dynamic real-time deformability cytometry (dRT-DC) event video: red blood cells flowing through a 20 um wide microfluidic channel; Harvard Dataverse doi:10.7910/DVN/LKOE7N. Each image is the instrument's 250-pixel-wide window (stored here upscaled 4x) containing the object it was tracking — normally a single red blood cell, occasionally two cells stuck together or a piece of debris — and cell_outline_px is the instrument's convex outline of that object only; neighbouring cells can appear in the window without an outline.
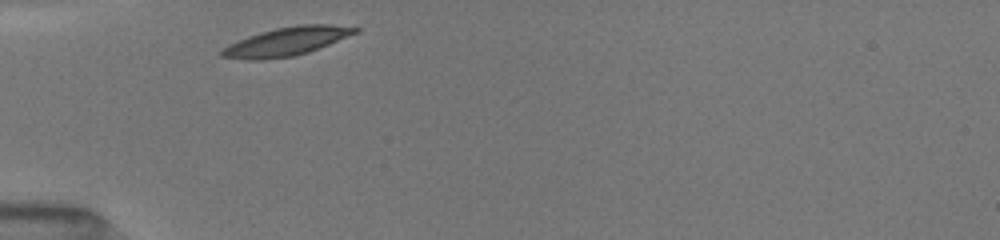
{"species": "common noctule bat (a hibernating species)", "species_latin": "Nyctalus noctula", "temperature_condition": "room temperature", "stored_images_in_passage": 28, "camera_frame_rate_fps": 3000, "um_per_image_px": 0.085, "animal": {"sex": "female", "body_mass_g": 19.5, "forearm_length_mm": 54.1}, "frame": {"image": 1, "passage_image": 1, "time_ms": 0.0, "image_size_px": [1000, 240], "cell_outline_px": [[360, 32], [308, 52], [292, 56], [264, 60], [248, 60], [220, 56], [220, 52], [228, 44], [248, 36], [260, 32], [276, 28], [300, 24], [332, 24], [360, 28]], "centroid_in_image_um": [24.38, 3.52], "position_along_channel_um": 60.6, "area_um2": 22.14}}
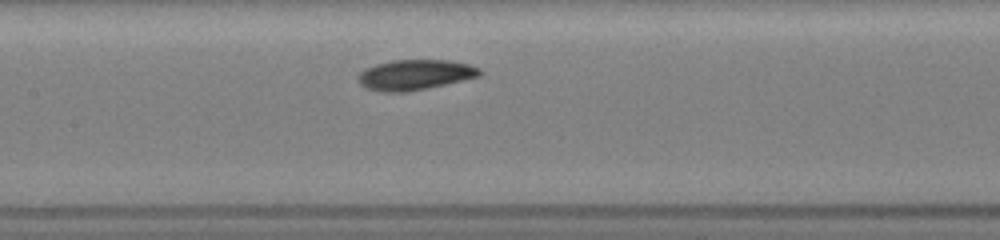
{"frame": {"image": 2, "passage_image": 10, "time_ms": 3.0, "image_size_px": [1000, 240], "cell_outline_px": [[484, 72], [480, 76], [428, 88], [408, 92], [380, 92], [364, 88], [356, 80], [356, 76], [364, 68], [376, 64], [392, 60], [448, 60], [468, 64], [480, 68]], "centroid_in_image_um": [35.23, 6.36], "position_along_channel_um": 172.2, "area_um2": 21.79}}
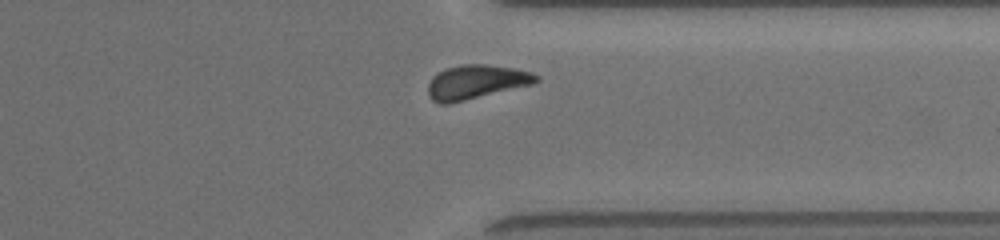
{"frame": {"image": 3, "passage_image": 25, "time_ms": 8.0, "image_size_px": [1000, 240], "cell_outline_px": [[540, 80], [536, 84], [448, 104], [440, 104], [432, 100], [428, 96], [428, 84], [432, 76], [448, 68], [460, 64], [484, 64], [512, 68], [532, 72], [540, 76]], "centroid_in_image_um": [40.5, 6.98], "position_along_channel_um": 370.9, "area_um2": 21.68}, "authors_computed_cell_mechanics": {"area_um2": 21.3282, "velocity_mm_per_s": 3.9771, "shape_relaxation_time_tau1_ms": 1.7404, "shape_relaxation_time_tau2_ms": null, "deformation_change_tau1": 0.0935, "deformation_change_tau2": null}}